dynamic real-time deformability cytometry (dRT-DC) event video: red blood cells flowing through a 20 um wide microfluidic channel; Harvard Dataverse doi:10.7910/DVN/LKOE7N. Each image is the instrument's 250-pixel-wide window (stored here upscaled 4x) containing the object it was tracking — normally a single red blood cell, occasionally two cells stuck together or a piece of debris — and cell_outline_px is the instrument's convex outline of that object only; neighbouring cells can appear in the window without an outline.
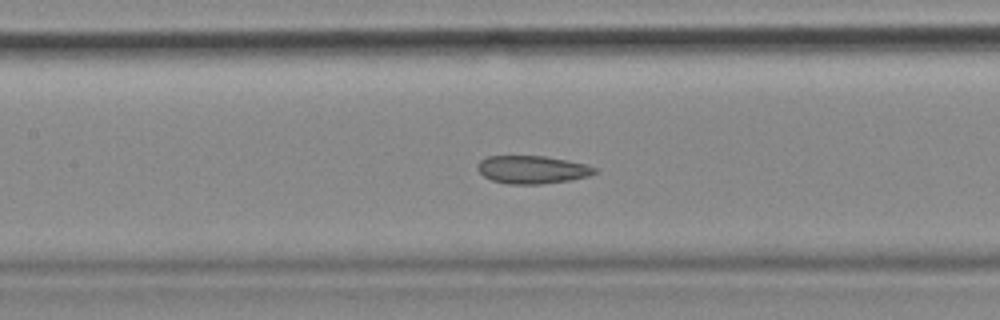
{"species": "common noctule bat (a hibernating species)", "species_latin": "Nyctalus noctula", "temperature_condition": "cold", "stored_images_in_passage": 43, "camera_frame_rate_fps": 3000, "um_per_image_px": 0.085, "animal": {"sex": "female", "body_mass_g": 18.4}, "frame": {"image": 1, "passage_image": 13, "time_ms": 4.0, "image_size_px": [1000, 320], "cell_outline_px": [[596, 172], [588, 176], [568, 180], [544, 184], [508, 184], [492, 180], [484, 176], [476, 168], [476, 164], [480, 160], [488, 156], [544, 156], [568, 160], [584, 164], [596, 168]], "centroid_in_image_um": [45.2, 14.41], "position_along_channel_um": 162.2, "area_um2": 19.02}, "authors_computed_cell_mechanics": {"area_um2": 19.8832, "velocity_mm_per_s": 3.6345, "shape_relaxation_time_tau1_ms": null, "shape_relaxation_time_tau2_ms": 2.3599, "deformation_change_tau1": null, "deformation_change_tau2": 0.0805}}